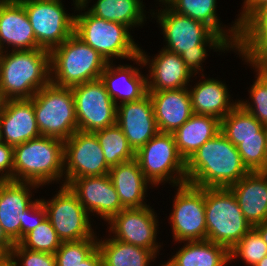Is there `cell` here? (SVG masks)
<instances>
[{
    "instance_id": "cell-5",
    "label": "cell",
    "mask_w": 267,
    "mask_h": 266,
    "mask_svg": "<svg viewBox=\"0 0 267 266\" xmlns=\"http://www.w3.org/2000/svg\"><path fill=\"white\" fill-rule=\"evenodd\" d=\"M74 33L107 62H117L116 59L131 62L139 55L140 45L128 26L96 17L80 2L75 9Z\"/></svg>"
},
{
    "instance_id": "cell-27",
    "label": "cell",
    "mask_w": 267,
    "mask_h": 266,
    "mask_svg": "<svg viewBox=\"0 0 267 266\" xmlns=\"http://www.w3.org/2000/svg\"><path fill=\"white\" fill-rule=\"evenodd\" d=\"M173 11L198 20L221 35L234 49L240 38V26L237 20L227 26L219 19L217 0H163Z\"/></svg>"
},
{
    "instance_id": "cell-44",
    "label": "cell",
    "mask_w": 267,
    "mask_h": 266,
    "mask_svg": "<svg viewBox=\"0 0 267 266\" xmlns=\"http://www.w3.org/2000/svg\"><path fill=\"white\" fill-rule=\"evenodd\" d=\"M243 25H267V2L262 5Z\"/></svg>"
},
{
    "instance_id": "cell-40",
    "label": "cell",
    "mask_w": 267,
    "mask_h": 266,
    "mask_svg": "<svg viewBox=\"0 0 267 266\" xmlns=\"http://www.w3.org/2000/svg\"><path fill=\"white\" fill-rule=\"evenodd\" d=\"M15 266H56L55 256L52 253L31 251L15 243L11 250Z\"/></svg>"
},
{
    "instance_id": "cell-7",
    "label": "cell",
    "mask_w": 267,
    "mask_h": 266,
    "mask_svg": "<svg viewBox=\"0 0 267 266\" xmlns=\"http://www.w3.org/2000/svg\"><path fill=\"white\" fill-rule=\"evenodd\" d=\"M207 240L231 250L253 227L229 188H204Z\"/></svg>"
},
{
    "instance_id": "cell-2",
    "label": "cell",
    "mask_w": 267,
    "mask_h": 266,
    "mask_svg": "<svg viewBox=\"0 0 267 266\" xmlns=\"http://www.w3.org/2000/svg\"><path fill=\"white\" fill-rule=\"evenodd\" d=\"M249 172L221 131L186 161V182L202 188H229Z\"/></svg>"
},
{
    "instance_id": "cell-55",
    "label": "cell",
    "mask_w": 267,
    "mask_h": 266,
    "mask_svg": "<svg viewBox=\"0 0 267 266\" xmlns=\"http://www.w3.org/2000/svg\"><path fill=\"white\" fill-rule=\"evenodd\" d=\"M160 266H170L166 261L165 262H162V263H159ZM158 265V266H159Z\"/></svg>"
},
{
    "instance_id": "cell-20",
    "label": "cell",
    "mask_w": 267,
    "mask_h": 266,
    "mask_svg": "<svg viewBox=\"0 0 267 266\" xmlns=\"http://www.w3.org/2000/svg\"><path fill=\"white\" fill-rule=\"evenodd\" d=\"M116 124L135 152L152 139L159 130L149 94L138 101L119 104Z\"/></svg>"
},
{
    "instance_id": "cell-54",
    "label": "cell",
    "mask_w": 267,
    "mask_h": 266,
    "mask_svg": "<svg viewBox=\"0 0 267 266\" xmlns=\"http://www.w3.org/2000/svg\"><path fill=\"white\" fill-rule=\"evenodd\" d=\"M266 171H267V127H266Z\"/></svg>"
},
{
    "instance_id": "cell-39",
    "label": "cell",
    "mask_w": 267,
    "mask_h": 266,
    "mask_svg": "<svg viewBox=\"0 0 267 266\" xmlns=\"http://www.w3.org/2000/svg\"><path fill=\"white\" fill-rule=\"evenodd\" d=\"M237 150L249 171H266V138L243 139Z\"/></svg>"
},
{
    "instance_id": "cell-1",
    "label": "cell",
    "mask_w": 267,
    "mask_h": 266,
    "mask_svg": "<svg viewBox=\"0 0 267 266\" xmlns=\"http://www.w3.org/2000/svg\"><path fill=\"white\" fill-rule=\"evenodd\" d=\"M156 9H150L151 20L163 34L164 49L177 53L193 76L204 75L203 63L210 55L207 52H235V49L218 33L201 21L173 11L163 0H155ZM161 5V6H160ZM158 8V9H157Z\"/></svg>"
},
{
    "instance_id": "cell-15",
    "label": "cell",
    "mask_w": 267,
    "mask_h": 266,
    "mask_svg": "<svg viewBox=\"0 0 267 266\" xmlns=\"http://www.w3.org/2000/svg\"><path fill=\"white\" fill-rule=\"evenodd\" d=\"M109 170L95 133L77 130L64 141V185L81 177L103 176Z\"/></svg>"
},
{
    "instance_id": "cell-50",
    "label": "cell",
    "mask_w": 267,
    "mask_h": 266,
    "mask_svg": "<svg viewBox=\"0 0 267 266\" xmlns=\"http://www.w3.org/2000/svg\"><path fill=\"white\" fill-rule=\"evenodd\" d=\"M5 98L3 97V94L0 90V114L2 113V110H3V107H4V104H5Z\"/></svg>"
},
{
    "instance_id": "cell-29",
    "label": "cell",
    "mask_w": 267,
    "mask_h": 266,
    "mask_svg": "<svg viewBox=\"0 0 267 266\" xmlns=\"http://www.w3.org/2000/svg\"><path fill=\"white\" fill-rule=\"evenodd\" d=\"M179 243L181 248L172 252L166 261L170 266H228L230 263V250L221 244L208 240Z\"/></svg>"
},
{
    "instance_id": "cell-46",
    "label": "cell",
    "mask_w": 267,
    "mask_h": 266,
    "mask_svg": "<svg viewBox=\"0 0 267 266\" xmlns=\"http://www.w3.org/2000/svg\"><path fill=\"white\" fill-rule=\"evenodd\" d=\"M0 246H3L9 253H11V250L15 246V243L6 235L1 225H0Z\"/></svg>"
},
{
    "instance_id": "cell-10",
    "label": "cell",
    "mask_w": 267,
    "mask_h": 266,
    "mask_svg": "<svg viewBox=\"0 0 267 266\" xmlns=\"http://www.w3.org/2000/svg\"><path fill=\"white\" fill-rule=\"evenodd\" d=\"M57 187L58 191L49 197L51 199L43 197L41 201L59 239L62 242H70L98 238L97 226H93L95 221L79 202L76 194L67 185Z\"/></svg>"
},
{
    "instance_id": "cell-48",
    "label": "cell",
    "mask_w": 267,
    "mask_h": 266,
    "mask_svg": "<svg viewBox=\"0 0 267 266\" xmlns=\"http://www.w3.org/2000/svg\"><path fill=\"white\" fill-rule=\"evenodd\" d=\"M0 266H15L11 254H9L1 263Z\"/></svg>"
},
{
    "instance_id": "cell-17",
    "label": "cell",
    "mask_w": 267,
    "mask_h": 266,
    "mask_svg": "<svg viewBox=\"0 0 267 266\" xmlns=\"http://www.w3.org/2000/svg\"><path fill=\"white\" fill-rule=\"evenodd\" d=\"M68 186L90 217H100L105 224L124 209L108 174L77 178Z\"/></svg>"
},
{
    "instance_id": "cell-18",
    "label": "cell",
    "mask_w": 267,
    "mask_h": 266,
    "mask_svg": "<svg viewBox=\"0 0 267 266\" xmlns=\"http://www.w3.org/2000/svg\"><path fill=\"white\" fill-rule=\"evenodd\" d=\"M131 61L133 65L108 62L100 76L117 106L124 102L138 101L148 94L147 75L141 70L144 67L142 58L138 55ZM135 63L138 67H135Z\"/></svg>"
},
{
    "instance_id": "cell-22",
    "label": "cell",
    "mask_w": 267,
    "mask_h": 266,
    "mask_svg": "<svg viewBox=\"0 0 267 266\" xmlns=\"http://www.w3.org/2000/svg\"><path fill=\"white\" fill-rule=\"evenodd\" d=\"M206 75H195V82L197 77H199L198 81L195 84L191 82L188 86L192 111L222 120L238 104V100L232 99L230 88L225 81L215 77H206Z\"/></svg>"
},
{
    "instance_id": "cell-4",
    "label": "cell",
    "mask_w": 267,
    "mask_h": 266,
    "mask_svg": "<svg viewBox=\"0 0 267 266\" xmlns=\"http://www.w3.org/2000/svg\"><path fill=\"white\" fill-rule=\"evenodd\" d=\"M14 181L64 185V141L40 136L13 147ZM60 182V183H59Z\"/></svg>"
},
{
    "instance_id": "cell-3",
    "label": "cell",
    "mask_w": 267,
    "mask_h": 266,
    "mask_svg": "<svg viewBox=\"0 0 267 266\" xmlns=\"http://www.w3.org/2000/svg\"><path fill=\"white\" fill-rule=\"evenodd\" d=\"M50 82V51L0 52V90L5 100L31 99Z\"/></svg>"
},
{
    "instance_id": "cell-8",
    "label": "cell",
    "mask_w": 267,
    "mask_h": 266,
    "mask_svg": "<svg viewBox=\"0 0 267 266\" xmlns=\"http://www.w3.org/2000/svg\"><path fill=\"white\" fill-rule=\"evenodd\" d=\"M31 100L41 136L65 141L78 130L71 87L50 82L37 91Z\"/></svg>"
},
{
    "instance_id": "cell-32",
    "label": "cell",
    "mask_w": 267,
    "mask_h": 266,
    "mask_svg": "<svg viewBox=\"0 0 267 266\" xmlns=\"http://www.w3.org/2000/svg\"><path fill=\"white\" fill-rule=\"evenodd\" d=\"M221 132L236 147L243 139L266 138V127L239 104L221 120Z\"/></svg>"
},
{
    "instance_id": "cell-36",
    "label": "cell",
    "mask_w": 267,
    "mask_h": 266,
    "mask_svg": "<svg viewBox=\"0 0 267 266\" xmlns=\"http://www.w3.org/2000/svg\"><path fill=\"white\" fill-rule=\"evenodd\" d=\"M267 255V244L259 233L252 228L231 250L230 264L235 260L245 266H255Z\"/></svg>"
},
{
    "instance_id": "cell-31",
    "label": "cell",
    "mask_w": 267,
    "mask_h": 266,
    "mask_svg": "<svg viewBox=\"0 0 267 266\" xmlns=\"http://www.w3.org/2000/svg\"><path fill=\"white\" fill-rule=\"evenodd\" d=\"M105 237L98 234L103 266H152L156 263L157 256L151 250L116 240L109 234Z\"/></svg>"
},
{
    "instance_id": "cell-45",
    "label": "cell",
    "mask_w": 267,
    "mask_h": 266,
    "mask_svg": "<svg viewBox=\"0 0 267 266\" xmlns=\"http://www.w3.org/2000/svg\"><path fill=\"white\" fill-rule=\"evenodd\" d=\"M79 266H103V259L100 250L97 248L86 260Z\"/></svg>"
},
{
    "instance_id": "cell-51",
    "label": "cell",
    "mask_w": 267,
    "mask_h": 266,
    "mask_svg": "<svg viewBox=\"0 0 267 266\" xmlns=\"http://www.w3.org/2000/svg\"><path fill=\"white\" fill-rule=\"evenodd\" d=\"M255 266H267V255Z\"/></svg>"
},
{
    "instance_id": "cell-12",
    "label": "cell",
    "mask_w": 267,
    "mask_h": 266,
    "mask_svg": "<svg viewBox=\"0 0 267 266\" xmlns=\"http://www.w3.org/2000/svg\"><path fill=\"white\" fill-rule=\"evenodd\" d=\"M33 28L37 44L48 51L61 45L73 33L75 10L68 12L62 0H19ZM69 13V14H68Z\"/></svg>"
},
{
    "instance_id": "cell-34",
    "label": "cell",
    "mask_w": 267,
    "mask_h": 266,
    "mask_svg": "<svg viewBox=\"0 0 267 266\" xmlns=\"http://www.w3.org/2000/svg\"><path fill=\"white\" fill-rule=\"evenodd\" d=\"M94 133L104 152L106 164L110 168L135 158V151L117 124Z\"/></svg>"
},
{
    "instance_id": "cell-24",
    "label": "cell",
    "mask_w": 267,
    "mask_h": 266,
    "mask_svg": "<svg viewBox=\"0 0 267 266\" xmlns=\"http://www.w3.org/2000/svg\"><path fill=\"white\" fill-rule=\"evenodd\" d=\"M229 189L252 227L267 221V171H250Z\"/></svg>"
},
{
    "instance_id": "cell-11",
    "label": "cell",
    "mask_w": 267,
    "mask_h": 266,
    "mask_svg": "<svg viewBox=\"0 0 267 266\" xmlns=\"http://www.w3.org/2000/svg\"><path fill=\"white\" fill-rule=\"evenodd\" d=\"M174 187L175 196L168 216L174 244L207 240L204 188L187 182Z\"/></svg>"
},
{
    "instance_id": "cell-9",
    "label": "cell",
    "mask_w": 267,
    "mask_h": 266,
    "mask_svg": "<svg viewBox=\"0 0 267 266\" xmlns=\"http://www.w3.org/2000/svg\"><path fill=\"white\" fill-rule=\"evenodd\" d=\"M135 159L144 177L156 188L186 183V161L179 154L172 133L158 132L135 152Z\"/></svg>"
},
{
    "instance_id": "cell-6",
    "label": "cell",
    "mask_w": 267,
    "mask_h": 266,
    "mask_svg": "<svg viewBox=\"0 0 267 266\" xmlns=\"http://www.w3.org/2000/svg\"><path fill=\"white\" fill-rule=\"evenodd\" d=\"M106 59L73 33L50 51L51 83L73 87L100 79Z\"/></svg>"
},
{
    "instance_id": "cell-56",
    "label": "cell",
    "mask_w": 267,
    "mask_h": 266,
    "mask_svg": "<svg viewBox=\"0 0 267 266\" xmlns=\"http://www.w3.org/2000/svg\"><path fill=\"white\" fill-rule=\"evenodd\" d=\"M2 142H3V139H2L1 125H0V143Z\"/></svg>"
},
{
    "instance_id": "cell-53",
    "label": "cell",
    "mask_w": 267,
    "mask_h": 266,
    "mask_svg": "<svg viewBox=\"0 0 267 266\" xmlns=\"http://www.w3.org/2000/svg\"><path fill=\"white\" fill-rule=\"evenodd\" d=\"M72 1V0H71ZM79 2H80V0H73V4H72V6H74V7H72L71 9H76V7H77V5L79 4Z\"/></svg>"
},
{
    "instance_id": "cell-37",
    "label": "cell",
    "mask_w": 267,
    "mask_h": 266,
    "mask_svg": "<svg viewBox=\"0 0 267 266\" xmlns=\"http://www.w3.org/2000/svg\"><path fill=\"white\" fill-rule=\"evenodd\" d=\"M23 248L31 251L47 252L54 254L62 241L46 217L35 229L26 234L19 242Z\"/></svg>"
},
{
    "instance_id": "cell-16",
    "label": "cell",
    "mask_w": 267,
    "mask_h": 266,
    "mask_svg": "<svg viewBox=\"0 0 267 266\" xmlns=\"http://www.w3.org/2000/svg\"><path fill=\"white\" fill-rule=\"evenodd\" d=\"M141 48L140 46L139 56L143 60L144 68H149L145 70L148 92L186 88L195 80L196 77L186 68L177 53L161 48L157 54L150 56Z\"/></svg>"
},
{
    "instance_id": "cell-14",
    "label": "cell",
    "mask_w": 267,
    "mask_h": 266,
    "mask_svg": "<svg viewBox=\"0 0 267 266\" xmlns=\"http://www.w3.org/2000/svg\"><path fill=\"white\" fill-rule=\"evenodd\" d=\"M78 130L95 132L116 124L117 105L98 79L71 87Z\"/></svg>"
},
{
    "instance_id": "cell-33",
    "label": "cell",
    "mask_w": 267,
    "mask_h": 266,
    "mask_svg": "<svg viewBox=\"0 0 267 266\" xmlns=\"http://www.w3.org/2000/svg\"><path fill=\"white\" fill-rule=\"evenodd\" d=\"M245 64L267 69V25H242L235 52Z\"/></svg>"
},
{
    "instance_id": "cell-30",
    "label": "cell",
    "mask_w": 267,
    "mask_h": 266,
    "mask_svg": "<svg viewBox=\"0 0 267 266\" xmlns=\"http://www.w3.org/2000/svg\"><path fill=\"white\" fill-rule=\"evenodd\" d=\"M221 131V120L193 113L174 133L179 154L187 161L206 141Z\"/></svg>"
},
{
    "instance_id": "cell-28",
    "label": "cell",
    "mask_w": 267,
    "mask_h": 266,
    "mask_svg": "<svg viewBox=\"0 0 267 266\" xmlns=\"http://www.w3.org/2000/svg\"><path fill=\"white\" fill-rule=\"evenodd\" d=\"M80 0V3L94 16L128 26L132 31L143 27L151 18V11L145 10L143 0ZM92 3V5H91ZM90 4V7H89ZM148 15V16H147ZM134 29V30H133Z\"/></svg>"
},
{
    "instance_id": "cell-49",
    "label": "cell",
    "mask_w": 267,
    "mask_h": 266,
    "mask_svg": "<svg viewBox=\"0 0 267 266\" xmlns=\"http://www.w3.org/2000/svg\"><path fill=\"white\" fill-rule=\"evenodd\" d=\"M10 253L3 247L0 246V263L9 255Z\"/></svg>"
},
{
    "instance_id": "cell-52",
    "label": "cell",
    "mask_w": 267,
    "mask_h": 266,
    "mask_svg": "<svg viewBox=\"0 0 267 266\" xmlns=\"http://www.w3.org/2000/svg\"><path fill=\"white\" fill-rule=\"evenodd\" d=\"M8 182V180L0 178V194L2 191L3 186Z\"/></svg>"
},
{
    "instance_id": "cell-43",
    "label": "cell",
    "mask_w": 267,
    "mask_h": 266,
    "mask_svg": "<svg viewBox=\"0 0 267 266\" xmlns=\"http://www.w3.org/2000/svg\"><path fill=\"white\" fill-rule=\"evenodd\" d=\"M242 7L235 18L241 27L267 0H242Z\"/></svg>"
},
{
    "instance_id": "cell-47",
    "label": "cell",
    "mask_w": 267,
    "mask_h": 266,
    "mask_svg": "<svg viewBox=\"0 0 267 266\" xmlns=\"http://www.w3.org/2000/svg\"><path fill=\"white\" fill-rule=\"evenodd\" d=\"M267 244V221L253 227Z\"/></svg>"
},
{
    "instance_id": "cell-41",
    "label": "cell",
    "mask_w": 267,
    "mask_h": 266,
    "mask_svg": "<svg viewBox=\"0 0 267 266\" xmlns=\"http://www.w3.org/2000/svg\"><path fill=\"white\" fill-rule=\"evenodd\" d=\"M24 236L40 225L47 217L46 208L41 201V197L24 212Z\"/></svg>"
},
{
    "instance_id": "cell-21",
    "label": "cell",
    "mask_w": 267,
    "mask_h": 266,
    "mask_svg": "<svg viewBox=\"0 0 267 266\" xmlns=\"http://www.w3.org/2000/svg\"><path fill=\"white\" fill-rule=\"evenodd\" d=\"M19 0H0V52L40 49Z\"/></svg>"
},
{
    "instance_id": "cell-35",
    "label": "cell",
    "mask_w": 267,
    "mask_h": 266,
    "mask_svg": "<svg viewBox=\"0 0 267 266\" xmlns=\"http://www.w3.org/2000/svg\"><path fill=\"white\" fill-rule=\"evenodd\" d=\"M254 70L255 78L248 88L249 98L237 99L238 104L253 115L264 127H267V69L246 64Z\"/></svg>"
},
{
    "instance_id": "cell-26",
    "label": "cell",
    "mask_w": 267,
    "mask_h": 266,
    "mask_svg": "<svg viewBox=\"0 0 267 266\" xmlns=\"http://www.w3.org/2000/svg\"><path fill=\"white\" fill-rule=\"evenodd\" d=\"M108 175L124 209L151 205L146 203V198L149 189L154 186L144 177L135 158L111 167Z\"/></svg>"
},
{
    "instance_id": "cell-13",
    "label": "cell",
    "mask_w": 267,
    "mask_h": 266,
    "mask_svg": "<svg viewBox=\"0 0 267 266\" xmlns=\"http://www.w3.org/2000/svg\"><path fill=\"white\" fill-rule=\"evenodd\" d=\"M150 205L142 208L122 209L114 215L105 226L108 234L124 243L151 250L157 257L163 250L159 242V216ZM162 243V244H161Z\"/></svg>"
},
{
    "instance_id": "cell-19",
    "label": "cell",
    "mask_w": 267,
    "mask_h": 266,
    "mask_svg": "<svg viewBox=\"0 0 267 266\" xmlns=\"http://www.w3.org/2000/svg\"><path fill=\"white\" fill-rule=\"evenodd\" d=\"M40 187L31 182L10 180L2 188L0 225L14 243H18L24 237V212L36 201L33 192Z\"/></svg>"
},
{
    "instance_id": "cell-25",
    "label": "cell",
    "mask_w": 267,
    "mask_h": 266,
    "mask_svg": "<svg viewBox=\"0 0 267 266\" xmlns=\"http://www.w3.org/2000/svg\"><path fill=\"white\" fill-rule=\"evenodd\" d=\"M148 94L159 132L174 133L193 114L188 87Z\"/></svg>"
},
{
    "instance_id": "cell-38",
    "label": "cell",
    "mask_w": 267,
    "mask_h": 266,
    "mask_svg": "<svg viewBox=\"0 0 267 266\" xmlns=\"http://www.w3.org/2000/svg\"><path fill=\"white\" fill-rule=\"evenodd\" d=\"M98 248V238L62 242L54 253L56 266H79Z\"/></svg>"
},
{
    "instance_id": "cell-23",
    "label": "cell",
    "mask_w": 267,
    "mask_h": 266,
    "mask_svg": "<svg viewBox=\"0 0 267 266\" xmlns=\"http://www.w3.org/2000/svg\"><path fill=\"white\" fill-rule=\"evenodd\" d=\"M0 125L3 142L12 147L41 136L31 99L6 100Z\"/></svg>"
},
{
    "instance_id": "cell-42",
    "label": "cell",
    "mask_w": 267,
    "mask_h": 266,
    "mask_svg": "<svg viewBox=\"0 0 267 266\" xmlns=\"http://www.w3.org/2000/svg\"><path fill=\"white\" fill-rule=\"evenodd\" d=\"M0 178L14 181V151L13 147L0 143Z\"/></svg>"
}]
</instances>
